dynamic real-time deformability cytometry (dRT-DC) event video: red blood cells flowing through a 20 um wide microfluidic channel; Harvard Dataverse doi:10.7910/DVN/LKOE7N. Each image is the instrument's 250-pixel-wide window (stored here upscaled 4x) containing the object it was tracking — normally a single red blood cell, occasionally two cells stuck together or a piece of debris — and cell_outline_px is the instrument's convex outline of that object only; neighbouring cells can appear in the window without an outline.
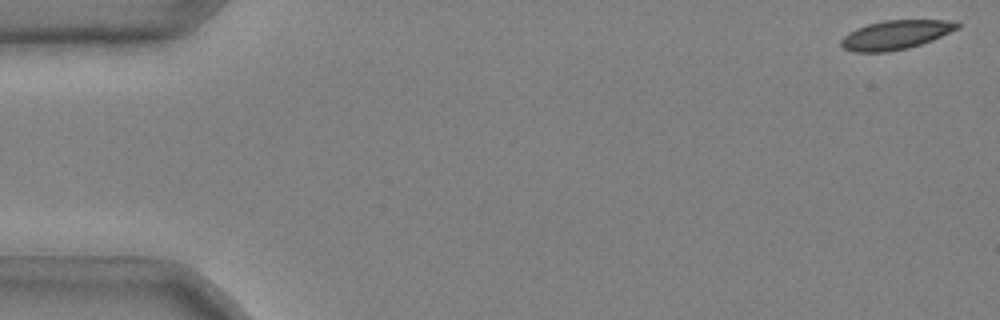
{"species": "common noctule bat (a hibernating species)", "species_latin": "Nyctalus noctula", "temperature_condition": "cold", "stored_images_in_passage": 16, "camera_frame_rate_fps": 3000, "um_per_image_px": 0.085, "animal": {"sex": "male", "body_mass_g": 20.4}, "frame": {"image": 1, "passage_image": 1, "time_ms": 0.0, "image_size_px": [1000, 320], "cell_outline_px": [[960, 28], [932, 40], [908, 48], [888, 52], [852, 52], [844, 48], [840, 44], [840, 40], [848, 32], [856, 28], [868, 24], [884, 20], [944, 20], [960, 24]], "centroid_in_image_um": [76.09, 2.97], "position_along_channel_um": 8.9, "area_um2": 19.65}}
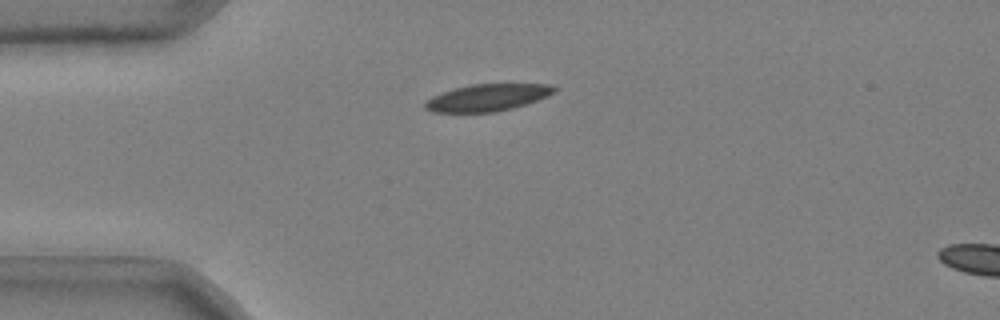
{"frame": {"image": 2, "passage_image": 13, "time_ms": 4.0, "image_size_px": [1000, 320], "cell_outline_px": [[560, 88], [556, 92], [548, 96], [512, 108], [496, 112], [432, 112], [424, 108], [424, 104], [432, 96], [468, 84], [552, 84]], "centroid_in_image_um": [41.48, 8.28], "position_along_channel_um": 43.5, "area_um2": 20.29}}